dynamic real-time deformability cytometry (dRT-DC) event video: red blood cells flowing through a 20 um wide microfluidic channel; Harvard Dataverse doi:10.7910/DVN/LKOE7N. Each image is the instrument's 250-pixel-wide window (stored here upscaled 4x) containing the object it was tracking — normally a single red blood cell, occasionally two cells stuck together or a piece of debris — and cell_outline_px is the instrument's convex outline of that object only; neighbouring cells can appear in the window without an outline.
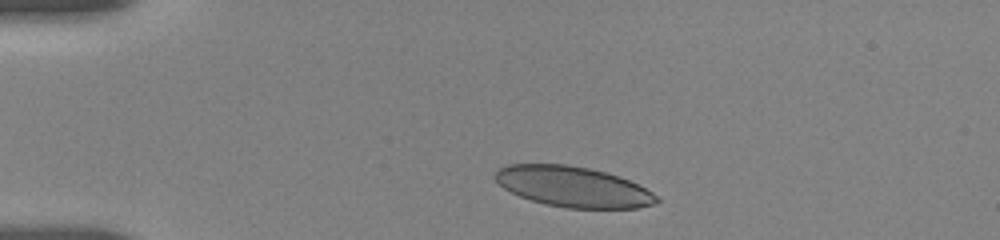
{"species": "human", "species_latin": "Homo sapiens", "temperature_condition": "room temperature", "stored_images_in_passage": 5, "camera_frame_rate_fps": 3000, "um_per_image_px": 0.085, "donor": {"sex": "female"}, "frame": {"image": 1, "passage_image": 2, "time_ms": 1.0, "image_size_px": [1000, 240], "cell_outline_px": [[660, 200], [652, 204], [636, 208], [568, 208], [544, 204], [520, 196], [504, 188], [496, 180], [496, 172], [500, 168], [508, 164], [564, 164], [588, 168], [620, 176], [652, 192]], "centroid_in_image_um": [48.7, 15.87], "position_along_channel_um": 36.3, "area_um2": 37.63}}
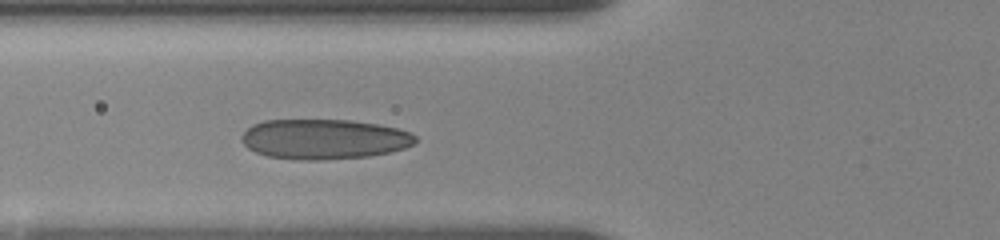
{"frame": {"image": 2, "passage_image": 5, "time_ms": 4.0, "image_size_px": [1000, 240], "cell_outline_px": [[416, 140], [412, 144], [404, 148], [388, 152], [368, 156], [320, 160], [300, 160], [268, 156], [256, 152], [248, 148], [240, 140], [240, 136], [252, 124], [264, 120], [348, 120], [376, 124], [396, 128], [408, 132], [416, 136]], "centroid_in_image_um": [27.49, 11.82], "position_along_channel_um": 98.3, "area_um2": 40.34}}